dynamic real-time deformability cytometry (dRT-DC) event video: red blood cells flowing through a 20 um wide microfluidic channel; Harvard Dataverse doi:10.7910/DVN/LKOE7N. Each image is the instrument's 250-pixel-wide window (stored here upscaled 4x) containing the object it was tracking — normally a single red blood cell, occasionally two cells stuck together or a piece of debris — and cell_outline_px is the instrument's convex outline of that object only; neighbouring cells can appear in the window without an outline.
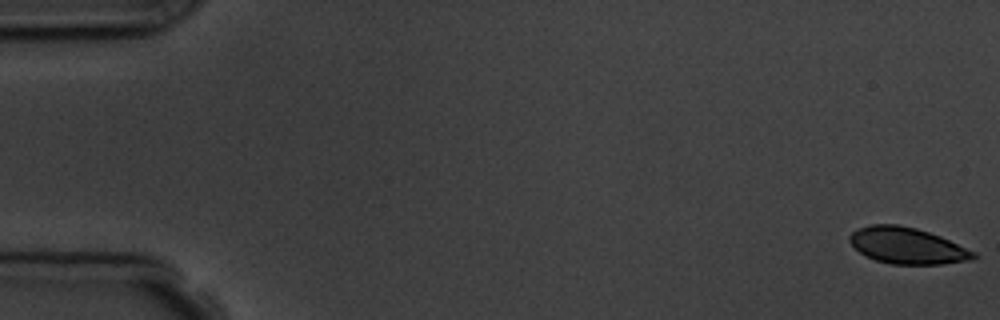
{"species": "common noctule bat (a hibernating species)", "species_latin": "Nyctalus noctula", "temperature_condition": "room temperature", "stored_images_in_passage": 7, "camera_frame_rate_fps": 3000, "um_per_image_px": 0.085, "animal": {"sex": "male", "body_mass_g": 19.5, "forearm_length_mm": 54.6}, "frame": {"image": 1, "passage_image": 1, "time_ms": 0.0, "image_size_px": [1000, 320], "cell_outline_px": [[976, 256], [972, 260], [940, 264], [892, 264], [876, 260], [860, 252], [848, 240], [848, 236], [852, 232], [860, 228], [872, 224], [896, 224], [916, 228], [940, 236], [976, 252]], "centroid_in_image_um": [77.12, 20.88], "position_along_channel_um": 7.9, "area_um2": 25.95}}